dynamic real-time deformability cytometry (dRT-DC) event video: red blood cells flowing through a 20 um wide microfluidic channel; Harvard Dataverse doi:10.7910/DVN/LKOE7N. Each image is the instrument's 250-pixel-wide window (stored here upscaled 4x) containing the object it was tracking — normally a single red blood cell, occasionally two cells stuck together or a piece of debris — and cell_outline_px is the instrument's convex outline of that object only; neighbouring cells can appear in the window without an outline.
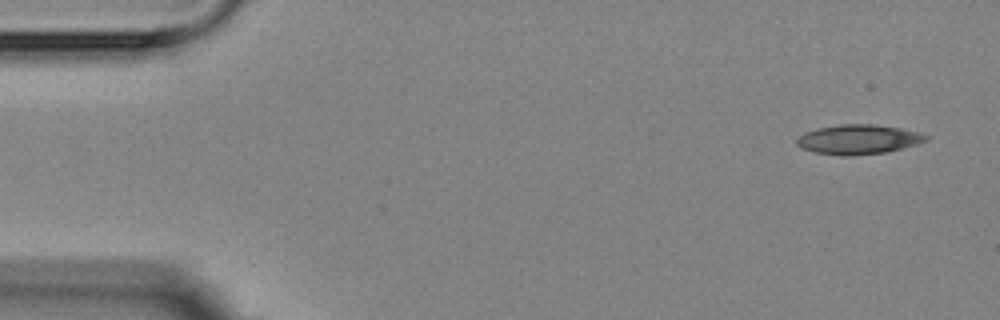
{"species": "Egyptian fruit bat (a non-hibernating species)", "species_latin": "Rousettus aegyptiacus", "temperature_condition": "room temperature", "stored_images_in_passage": 2, "segment_of_instrument_passage": [2, 2], "camera_frame_rate_fps": 3000, "um_per_image_px": 0.085, "animal": {"sex": "female"}, "frame": {"image": 1, "passage_image": 2, "time_ms": 2.0, "image_size_px": [1000, 320], "cell_outline_px": [[928, 140], [916, 144], [884, 152], [852, 156], [844, 156], [812, 152], [800, 148], [796, 144], [796, 140], [804, 132], [820, 128], [840, 124], [872, 124], [900, 128], [920, 132], [928, 136]], "centroid_in_image_um": [72.93, 11.85], "position_along_channel_um": 12.1, "area_um2": 22.2}}